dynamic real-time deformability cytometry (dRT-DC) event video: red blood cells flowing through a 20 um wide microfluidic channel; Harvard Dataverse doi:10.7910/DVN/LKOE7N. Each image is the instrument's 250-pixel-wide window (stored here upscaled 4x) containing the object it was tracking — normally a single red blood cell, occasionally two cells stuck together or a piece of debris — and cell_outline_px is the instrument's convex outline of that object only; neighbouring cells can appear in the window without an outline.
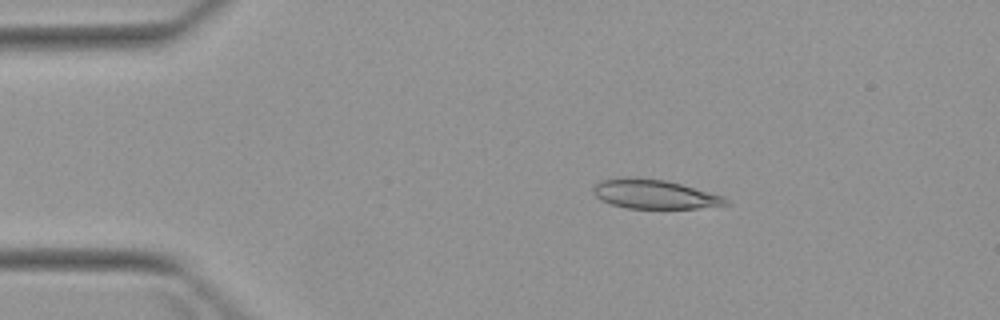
{"species": "Egyptian fruit bat (a non-hibernating species)", "species_latin": "Rousettus aegyptiacus", "temperature_condition": "warm", "stored_images_in_passage": 3, "camera_frame_rate_fps": 3000, "um_per_image_px": 0.085, "animal": {"sex": "female"}, "frame": {"image": 1, "passage_image": 2, "time_ms": 1.333, "image_size_px": [1000, 320], "cell_outline_px": [[732, 204], [696, 208], [628, 208], [612, 204], [596, 196], [592, 192], [592, 188], [600, 180], [628, 176], [664, 180], [680, 184], [724, 196]], "centroid_in_image_um": [55.62, 16.49], "position_along_channel_um": 29.4, "area_um2": 22.37}}